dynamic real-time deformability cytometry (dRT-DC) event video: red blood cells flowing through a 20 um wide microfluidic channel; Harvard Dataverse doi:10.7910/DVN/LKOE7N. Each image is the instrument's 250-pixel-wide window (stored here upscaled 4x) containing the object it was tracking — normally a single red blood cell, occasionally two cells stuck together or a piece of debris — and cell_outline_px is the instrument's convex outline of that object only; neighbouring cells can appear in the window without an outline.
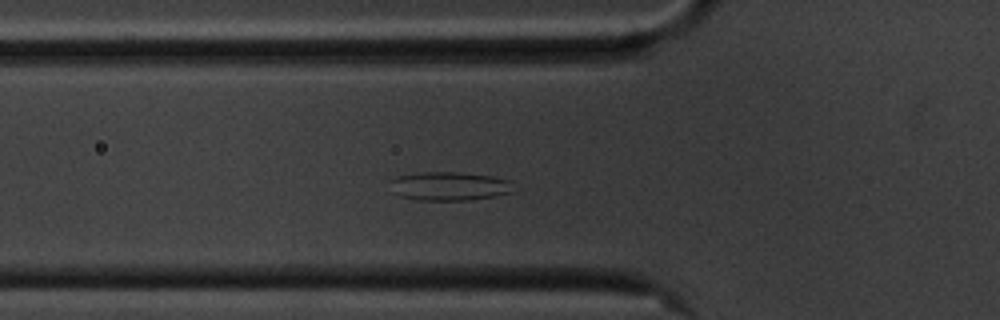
{"species": "common noctule bat (a hibernating species)", "species_latin": "Nyctalus noctula", "temperature_condition": "cold", "stored_images_in_passage": 41, "camera_frame_rate_fps": 3000, "um_per_image_px": 0.085, "animal": {"sex": "male", "body_mass_g": 20.1, "forearm_length_mm": 53.5}, "frame": {"image": 1, "passage_image": 11, "time_ms": 3.333, "image_size_px": [1000, 320], "cell_outline_px": [[512, 192], [492, 196], [468, 200], [416, 200], [400, 196], [392, 192], [388, 180], [396, 176], [420, 172], [456, 172], [488, 176], [512, 180]], "centroid_in_image_um": [38.11, 15.82], "position_along_channel_um": 87.7, "area_um2": 20.69}}
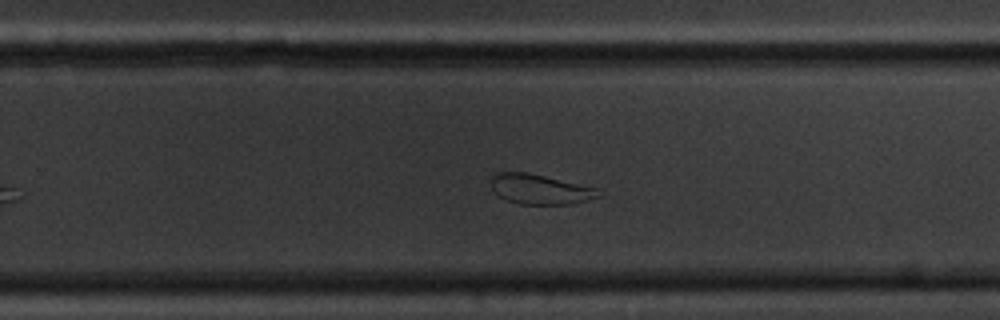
{"frame": {"image": 2, "passage_image": 28, "time_ms": 9.0, "image_size_px": [1000, 320], "cell_outline_px": [[604, 192], [600, 196], [588, 200], [572, 204], [520, 204], [508, 200], [500, 196], [492, 188], [492, 176], [496, 172], [528, 172], [596, 188]], "centroid_in_image_um": [45.94, 16.08], "position_along_channel_um": 283.9, "area_um2": 18.61}}
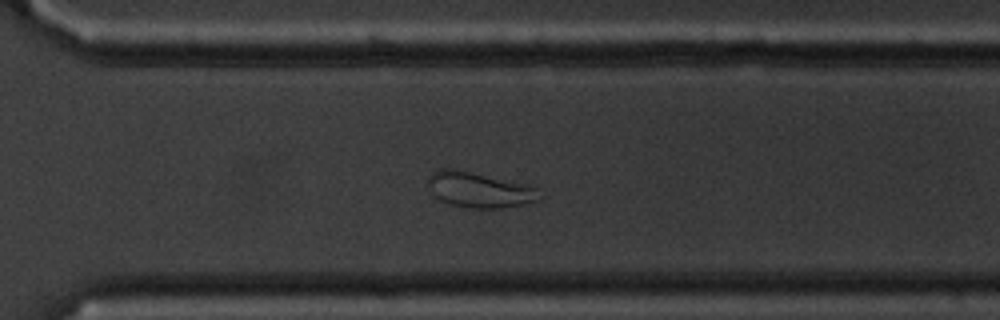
{"frame": {"image": 3, "passage_image": 32, "time_ms": 10.333, "image_size_px": [1000, 320], "cell_outline_px": [[544, 196], [540, 200], [500, 208], [472, 208], [452, 204], [440, 200], [432, 196], [424, 188], [428, 176], [432, 172], [440, 168], [452, 168], [532, 184]], "centroid_in_image_um": [40.7, 16.11], "position_along_channel_um": 329.9, "area_um2": 23.7}, "authors_computed_cell_mechanics": {"area_um2": 20.808, "velocity_mm_per_s": 3.4646, "shape_relaxation_time_tau1_ms": null, "shape_relaxation_time_tau2_ms": 1.7187, "deformation_change_tau1": null, "deformation_change_tau2": 0.0842}}